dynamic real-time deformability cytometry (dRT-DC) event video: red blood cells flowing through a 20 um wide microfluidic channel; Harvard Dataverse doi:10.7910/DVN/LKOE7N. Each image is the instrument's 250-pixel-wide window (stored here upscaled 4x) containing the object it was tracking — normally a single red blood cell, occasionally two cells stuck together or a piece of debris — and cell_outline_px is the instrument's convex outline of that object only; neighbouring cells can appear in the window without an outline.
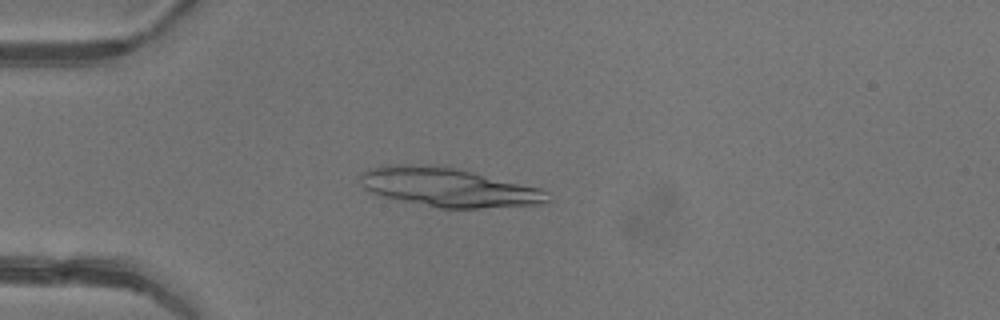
{"species": "common noctule bat (a hibernating species)", "species_latin": "Nyctalus noctula", "temperature_condition": "warm", "stored_images_in_passage": 3, "camera_frame_rate_fps": 3000, "um_per_image_px": 0.085, "animal": {"sex": "female"}, "frame": {"image": 1, "passage_image": 3, "time_ms": 3.0, "image_size_px": [1000, 320], "cell_outline_px": [[548, 204], [476, 208], [440, 208], [380, 196], [364, 188], [360, 176], [368, 168], [380, 164], [408, 164], [456, 168], [540, 188], [548, 192]], "centroid_in_image_um": [38.11, 15.92], "position_along_channel_um": 46.9, "area_um2": 42.19}}